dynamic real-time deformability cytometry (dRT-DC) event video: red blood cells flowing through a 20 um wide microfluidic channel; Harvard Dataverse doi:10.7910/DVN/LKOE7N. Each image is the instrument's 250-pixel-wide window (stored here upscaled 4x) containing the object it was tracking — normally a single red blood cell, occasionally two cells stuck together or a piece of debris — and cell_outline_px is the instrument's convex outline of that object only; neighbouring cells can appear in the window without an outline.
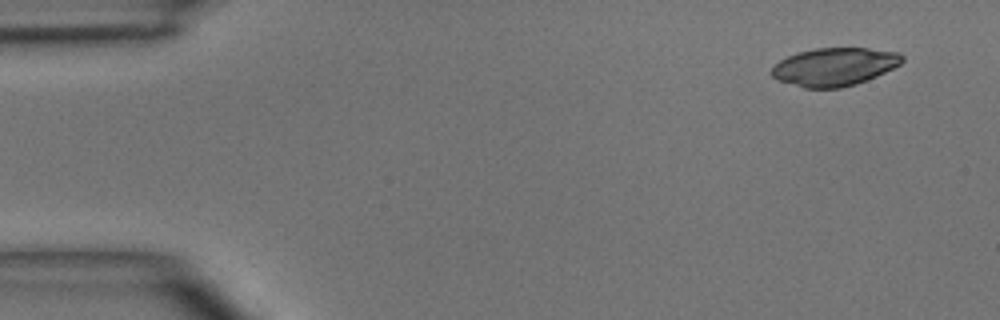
{"species": "common noctule bat (a hibernating species)", "species_latin": "Nyctalus noctula", "temperature_condition": "room temperature", "stored_images_in_passage": 4, "camera_frame_rate_fps": 3000, "um_per_image_px": 0.085, "animal": {"sex": "male", "body_mass_g": 15.6}, "frame": {"image": 1, "passage_image": 1, "time_ms": 0.0, "image_size_px": [1000, 320], "cell_outline_px": [[904, 60], [900, 64], [876, 76], [856, 84], [840, 88], [804, 88], [780, 80], [772, 76], [768, 72], [780, 60], [796, 52], [816, 48], [868, 48], [900, 52], [904, 56]], "centroid_in_image_um": [70.93, 5.67], "position_along_channel_um": 14.1, "area_um2": 28.96}}
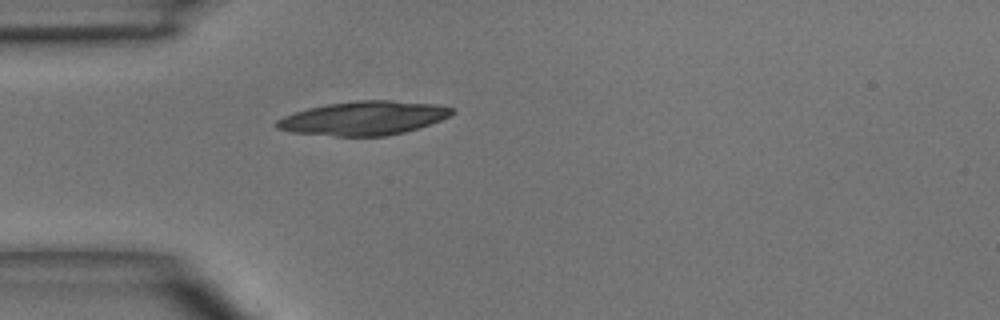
{"frame": {"image": 2, "passage_image": 4, "time_ms": 3.333, "image_size_px": [1000, 320], "cell_outline_px": [[456, 112], [440, 120], [404, 132], [384, 136], [336, 136], [292, 132], [276, 128], [276, 120], [284, 116], [308, 108], [328, 104], [356, 100], [392, 100], [436, 104], [456, 108]], "centroid_in_image_um": [30.93, 10.03], "position_along_channel_um": 54.1, "area_um2": 34.39}}